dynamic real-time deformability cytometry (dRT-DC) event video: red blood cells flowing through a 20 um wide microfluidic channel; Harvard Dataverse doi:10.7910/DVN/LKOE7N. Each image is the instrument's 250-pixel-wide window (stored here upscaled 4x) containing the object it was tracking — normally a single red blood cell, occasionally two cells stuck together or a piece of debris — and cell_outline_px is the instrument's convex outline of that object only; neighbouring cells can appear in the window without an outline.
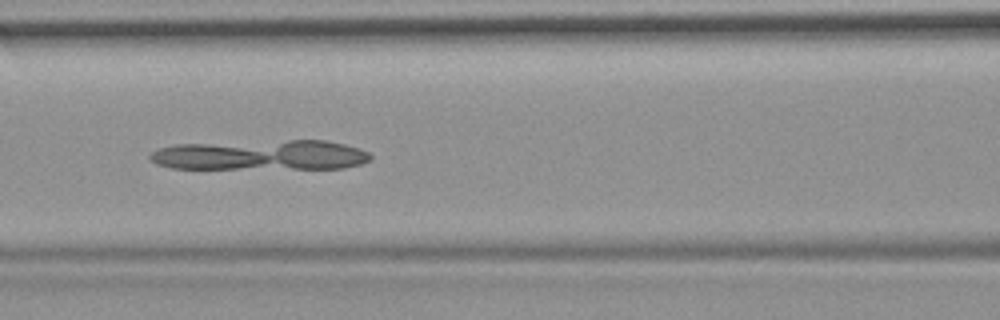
{"species": "common noctule bat (a hibernating species)", "species_latin": "Nyctalus noctula", "temperature_condition": "room temperature", "stored_images_in_passage": 49, "camera_frame_rate_fps": 3000, "um_per_image_px": 0.085, "animal": {"sex": "female", "body_mass_g": 19.9}, "frame": {"image": 1, "passage_image": 19, "time_ms": 6.0, "image_size_px": [1000, 320], "cell_outline_px": [[372, 160], [360, 164], [344, 168], [172, 168], [156, 164], [148, 160], [148, 156], [152, 152], [160, 148], [176, 144], [288, 140], [324, 140], [344, 144], [360, 148], [368, 152], [372, 156]], "centroid_in_image_um": [22.18, 13.18], "position_along_channel_um": 144.4, "area_um2": 38.73}}
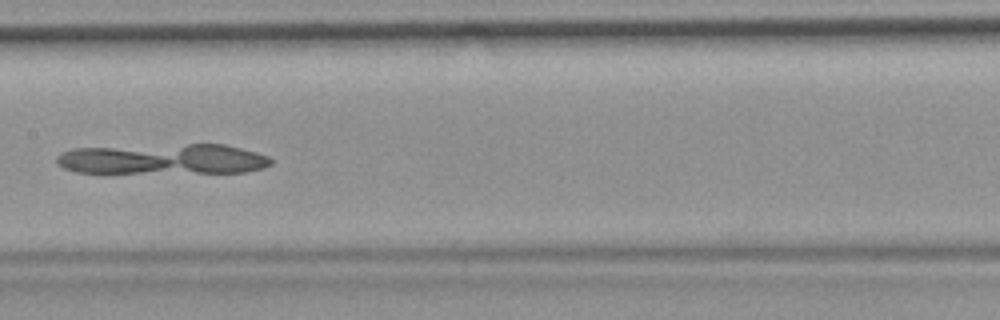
{"frame": {"image": 2, "passage_image": 23, "time_ms": 7.333, "image_size_px": [1000, 320], "cell_outline_px": [[272, 164], [264, 168], [244, 172], [76, 172], [64, 168], [56, 164], [56, 156], [60, 152], [72, 148], [188, 144], [224, 144], [256, 152], [268, 156], [272, 160]], "centroid_in_image_um": [13.84, 13.51], "position_along_channel_um": 193.6, "area_um2": 37.86}}